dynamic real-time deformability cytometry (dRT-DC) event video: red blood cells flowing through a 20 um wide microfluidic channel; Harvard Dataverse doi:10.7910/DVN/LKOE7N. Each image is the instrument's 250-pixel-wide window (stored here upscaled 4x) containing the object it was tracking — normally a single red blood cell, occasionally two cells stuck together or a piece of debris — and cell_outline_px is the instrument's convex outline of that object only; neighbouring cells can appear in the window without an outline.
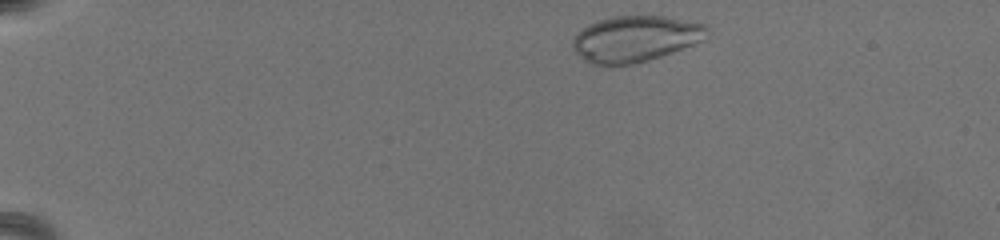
{"species": "common noctule bat (a hibernating species)", "species_latin": "Nyctalus noctula", "temperature_condition": "warm", "stored_images_in_passage": 51, "camera_frame_rate_fps": 3000, "um_per_image_px": 0.085, "animal": {"sex": "female", "body_mass_g": 19.5, "forearm_length_mm": 54.1}, "frame": {"image": 1, "passage_image": 3, "time_ms": 0.667, "image_size_px": [1000, 240], "cell_outline_px": [[708, 28], [704, 40], [660, 56], [648, 60], [632, 64], [592, 64], [584, 60], [572, 48], [572, 40], [584, 28], [600, 20], [616, 16], [664, 16], [708, 24]], "centroid_in_image_um": [54.03, 3.29], "position_along_channel_um": 31.0, "area_um2": 35.49}}
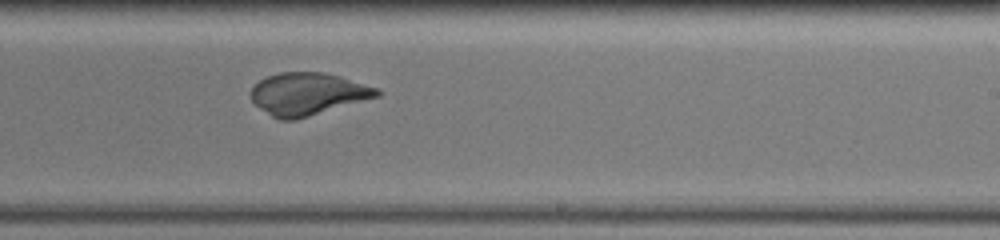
{"frame": {"image": 2, "passage_image": 35, "time_ms": 11.333, "image_size_px": [1000, 240], "cell_outline_px": [[380, 96], [296, 120], [280, 120], [272, 116], [252, 104], [248, 96], [252, 88], [260, 80], [268, 76], [280, 72], [324, 72], [340, 76], [376, 88], [380, 92]], "centroid_in_image_um": [26.1, 7.99], "position_along_channel_um": 262.9, "area_um2": 31.21}}
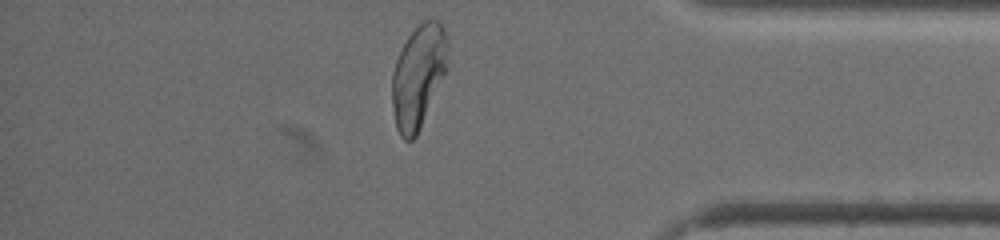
{"frame": {"image": 3, "passage_image": 50, "time_ms": 16.333, "image_size_px": [1000, 240], "cell_outline_px": [[448, 40], [444, 72], [420, 128], [416, 136], [412, 140], [404, 140], [400, 136], [396, 128], [392, 104], [392, 72], [396, 60], [408, 36], [424, 20], [440, 20], [448, 36]], "centroid_in_image_um": [35.53, 6.47], "position_along_channel_um": 399.7, "area_um2": 32.77}}